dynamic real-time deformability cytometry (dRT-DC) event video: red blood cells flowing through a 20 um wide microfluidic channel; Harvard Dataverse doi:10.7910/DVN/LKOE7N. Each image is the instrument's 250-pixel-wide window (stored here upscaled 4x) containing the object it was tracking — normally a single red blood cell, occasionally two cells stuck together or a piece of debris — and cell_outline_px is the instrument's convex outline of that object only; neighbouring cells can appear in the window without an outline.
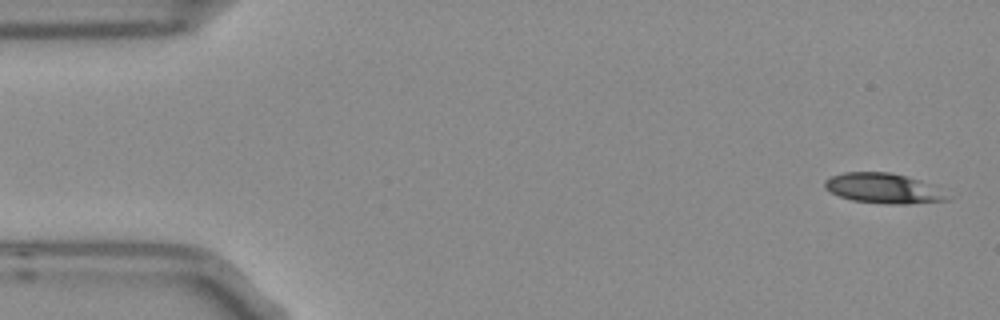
{"species": "Egyptian fruit bat (a non-hibernating species)", "species_latin": "Rousettus aegyptiacus", "temperature_condition": "room temperature", "stored_images_in_passage": 5, "camera_frame_rate_fps": 3000, "um_per_image_px": 0.085, "frame": {"image": 1, "passage_image": 1, "time_ms": 0.0, "image_size_px": [1000, 320], "cell_outline_px": [[948, 200], [908, 204], [888, 204], [852, 200], [840, 196], [824, 188], [824, 180], [832, 176], [844, 172], [888, 172], [904, 176], [916, 180], [944, 196]], "centroid_in_image_um": [74.89, 16.01], "position_along_channel_um": 10.1, "area_um2": 20.4}}
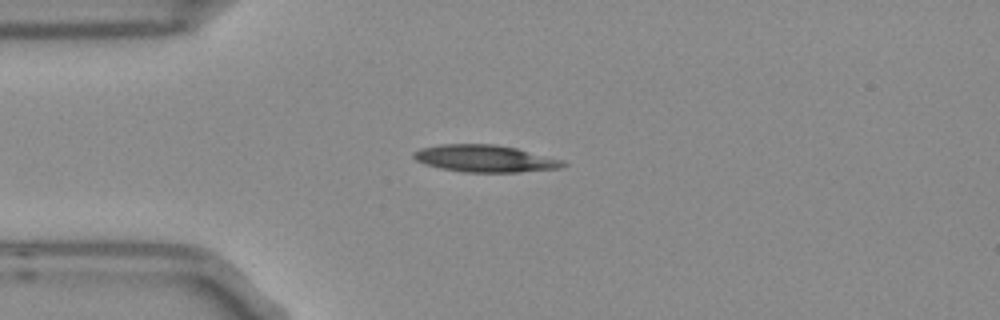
{"frame": {"image": 2, "passage_image": 4, "time_ms": 1.0, "image_size_px": [1000, 320], "cell_outline_px": [[568, 164], [560, 168], [520, 172], [464, 172], [440, 168], [424, 164], [416, 160], [412, 156], [412, 152], [420, 148], [440, 144], [496, 144], [516, 148], [564, 160]], "centroid_in_image_um": [41.21, 13.47], "position_along_channel_um": 43.8, "area_um2": 23.7}}
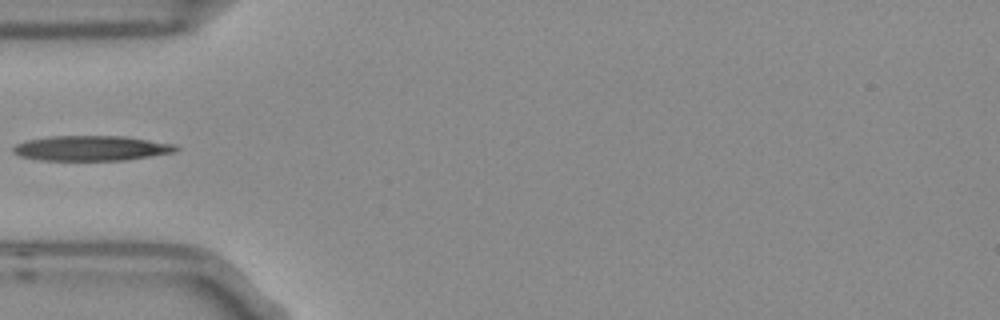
{"frame": {"image": 3, "passage_image": 5, "time_ms": 1.333, "image_size_px": [1000, 320], "cell_outline_px": [[180, 148], [176, 152], [124, 160], [40, 160], [20, 156], [12, 152], [12, 148], [16, 144], [24, 140], [48, 136], [124, 136], [176, 144]], "centroid_in_image_um": [7.75, 12.59], "position_along_channel_um": 77.3, "area_um2": 23.93}}